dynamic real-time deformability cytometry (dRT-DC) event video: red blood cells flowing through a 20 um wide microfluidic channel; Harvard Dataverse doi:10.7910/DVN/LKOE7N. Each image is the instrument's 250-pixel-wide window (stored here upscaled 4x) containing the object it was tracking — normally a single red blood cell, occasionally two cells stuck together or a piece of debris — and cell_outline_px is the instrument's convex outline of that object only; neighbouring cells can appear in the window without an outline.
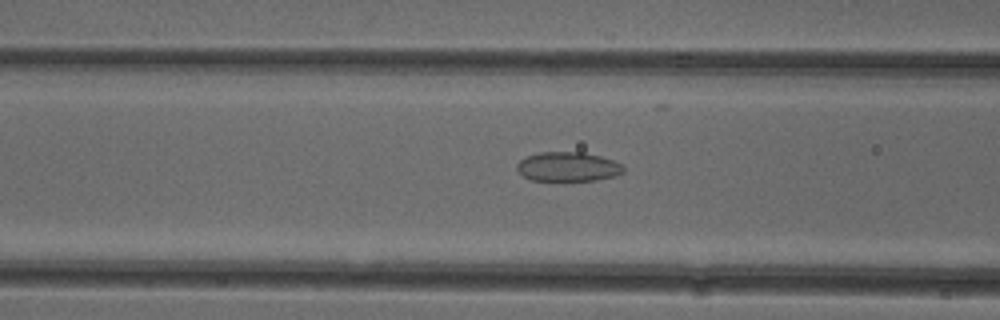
{"species": "common noctule bat (a hibernating species)", "species_latin": "Nyctalus noctula", "temperature_condition": "cold", "stored_images_in_passage": 42, "camera_frame_rate_fps": 3000, "um_per_image_px": 0.085, "animal": {"sex": "female"}, "frame": {"image": 1, "passage_image": 11, "time_ms": 3.333, "image_size_px": [1000, 320], "cell_outline_px": [[624, 172], [616, 176], [596, 180], [532, 180], [524, 176], [516, 168], [516, 164], [524, 156], [540, 152], [584, 152], [600, 156], [612, 160], [620, 164], [624, 168]], "centroid_in_image_um": [48.26, 14.16], "position_along_channel_um": 118.3, "area_um2": 18.21}}
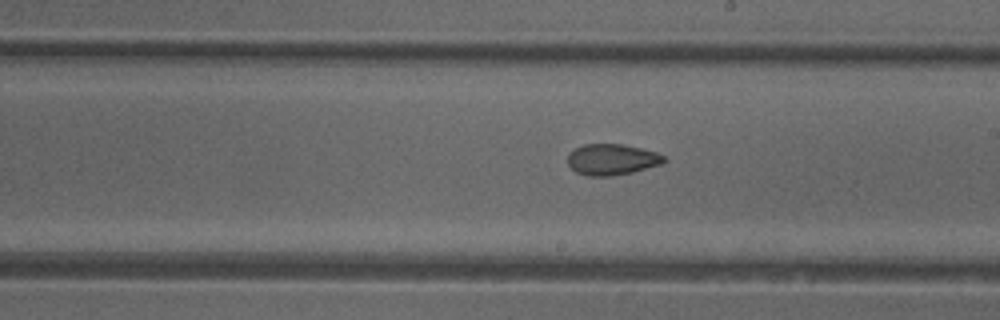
{"frame": {"image": 2, "passage_image": 20, "time_ms": 6.333, "image_size_px": [1000, 320], "cell_outline_px": [[668, 160], [664, 164], [632, 172], [612, 176], [588, 176], [576, 172], [568, 164], [568, 152], [584, 144], [620, 144], [640, 148], [656, 152], [664, 156]], "centroid_in_image_um": [52.03, 13.56], "position_along_channel_um": 237.0, "area_um2": 17.51}}
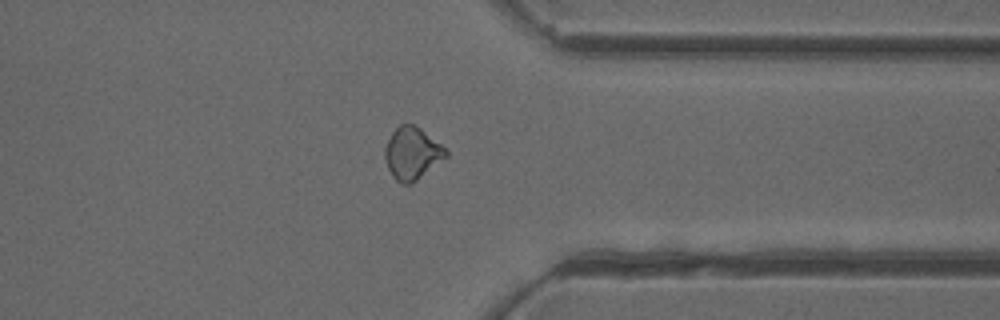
{"frame": {"image": 3, "passage_image": 31, "time_ms": 10.0, "image_size_px": [1000, 320], "cell_outline_px": [[448, 156], [416, 180], [408, 184], [400, 184], [392, 176], [388, 168], [384, 156], [384, 148], [392, 132], [400, 124], [412, 124], [420, 128], [448, 148]], "centroid_in_image_um": [35.04, 13.02], "position_along_channel_um": 376.4, "area_um2": 18.61}, "authors_computed_cell_mechanics": {"area_um2": 18.2359, "velocity_mm_per_s": 3.946, "shape_relaxation_time_tau1_ms": null, "shape_relaxation_time_tau2_ms": 3.4922, "deformation_change_tau1": null, "deformation_change_tau2": 0.0873}}